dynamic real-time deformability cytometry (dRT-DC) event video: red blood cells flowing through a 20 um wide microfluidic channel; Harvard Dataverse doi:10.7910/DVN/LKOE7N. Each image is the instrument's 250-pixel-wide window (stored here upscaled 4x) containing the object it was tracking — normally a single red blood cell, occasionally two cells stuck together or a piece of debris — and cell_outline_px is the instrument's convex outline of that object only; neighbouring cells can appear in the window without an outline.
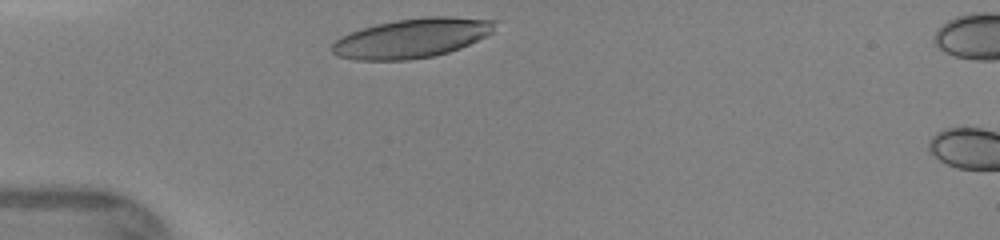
{"species": "human", "species_latin": "Homo sapiens", "temperature_condition": "warm", "stored_images_in_passage": 26, "camera_frame_rate_fps": 3000, "um_per_image_px": 0.085, "donor": {"sex": "female"}, "frame": {"image": 1, "passage_image": 1, "time_ms": 0.0, "image_size_px": [1000, 240], "cell_outline_px": [[496, 32], [460, 48], [436, 56], [408, 60], [356, 60], [336, 56], [332, 52], [332, 44], [340, 36], [376, 24], [396, 20], [428, 16], [448, 16], [496, 20]], "centroid_in_image_um": [35.05, 3.24], "position_along_channel_um": 49.9, "area_um2": 37.63}}
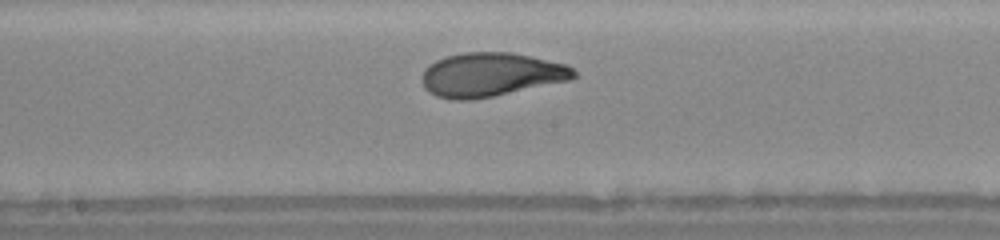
{"frame": {"image": 2, "passage_image": 13, "time_ms": 4.0, "image_size_px": [1000, 240], "cell_outline_px": [[576, 76], [568, 80], [492, 96], [472, 100], [452, 100], [436, 96], [428, 92], [424, 88], [424, 68], [436, 60], [448, 56], [464, 52], [512, 52], [532, 56], [568, 64], [576, 72]], "centroid_in_image_um": [41.73, 6.33], "position_along_channel_um": 206.5, "area_um2": 38.61}}
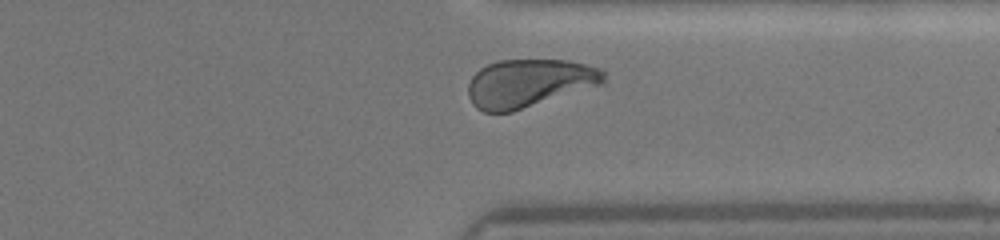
{"frame": {"image": 3, "passage_image": 24, "time_ms": 7.667, "image_size_px": [1000, 240], "cell_outline_px": [[604, 80], [600, 84], [512, 112], [484, 112], [476, 108], [472, 104], [468, 96], [468, 84], [472, 76], [480, 68], [496, 60], [568, 60], [600, 68], [604, 72]], "centroid_in_image_um": [44.91, 7.06], "position_along_channel_um": 366.5, "area_um2": 37.74}, "authors_computed_cell_mechanics": {"area_um2": 38.0613, "velocity_mm_per_s": 4.3564, "shape_relaxation_time_tau1_ms": 2.9378, "shape_relaxation_time_tau2_ms": null, "deformation_change_tau1": 0.1523, "deformation_change_tau2": null}}